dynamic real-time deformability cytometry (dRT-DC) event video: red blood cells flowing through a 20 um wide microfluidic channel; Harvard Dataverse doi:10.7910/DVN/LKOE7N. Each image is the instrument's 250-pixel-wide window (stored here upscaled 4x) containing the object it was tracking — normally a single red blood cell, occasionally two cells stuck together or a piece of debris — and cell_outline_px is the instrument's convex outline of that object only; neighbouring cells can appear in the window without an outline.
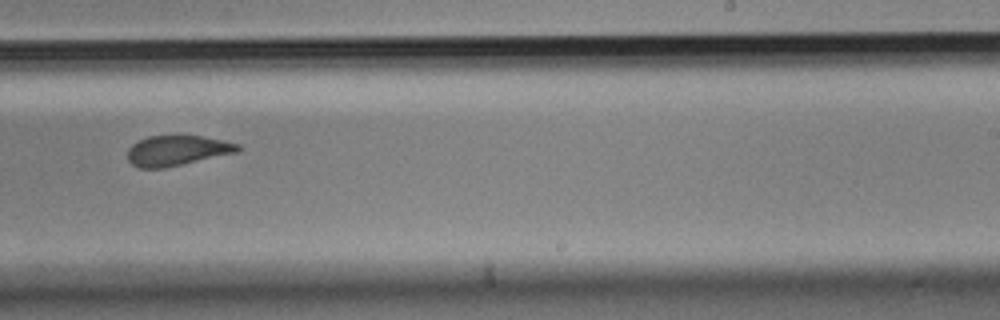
{"species": "Egyptian fruit bat (a non-hibernating species)", "species_latin": "Rousettus aegyptiacus", "temperature_condition": "cold", "stored_images_in_passage": 12, "camera_frame_rate_fps": 3000, "um_per_image_px": 0.085, "animal": {"sex": "male"}, "frame": {"image": 1, "passage_image": 6, "time_ms": 1.667, "image_size_px": [1000, 320], "cell_outline_px": [[240, 148], [236, 152], [164, 168], [140, 168], [132, 164], [128, 160], [128, 148], [132, 144], [148, 136], [200, 136], [224, 140], [240, 144]], "centroid_in_image_um": [15.03, 12.79], "position_along_channel_um": 274.0, "area_um2": 19.13}}
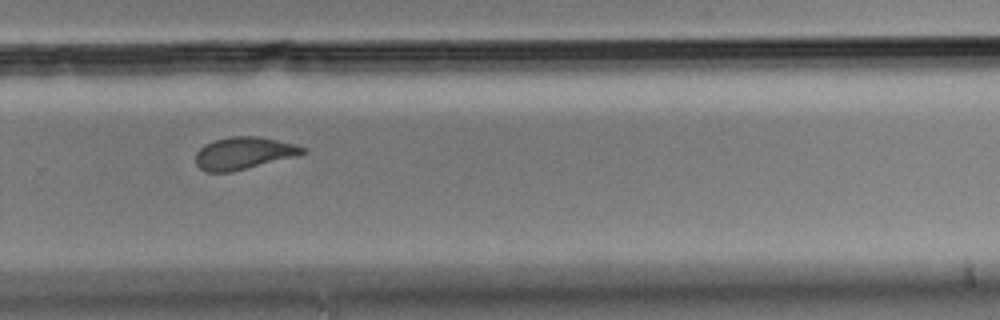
{"frame": {"image": 2, "passage_image": 7, "time_ms": 2.0, "image_size_px": [1000, 320], "cell_outline_px": [[308, 152], [296, 156], [232, 172], [208, 172], [200, 168], [196, 164], [196, 152], [204, 144], [216, 140], [232, 136], [260, 136], [292, 144], [304, 148]], "centroid_in_image_um": [20.69, 13.02], "position_along_channel_um": 309.1, "area_um2": 19.94}}